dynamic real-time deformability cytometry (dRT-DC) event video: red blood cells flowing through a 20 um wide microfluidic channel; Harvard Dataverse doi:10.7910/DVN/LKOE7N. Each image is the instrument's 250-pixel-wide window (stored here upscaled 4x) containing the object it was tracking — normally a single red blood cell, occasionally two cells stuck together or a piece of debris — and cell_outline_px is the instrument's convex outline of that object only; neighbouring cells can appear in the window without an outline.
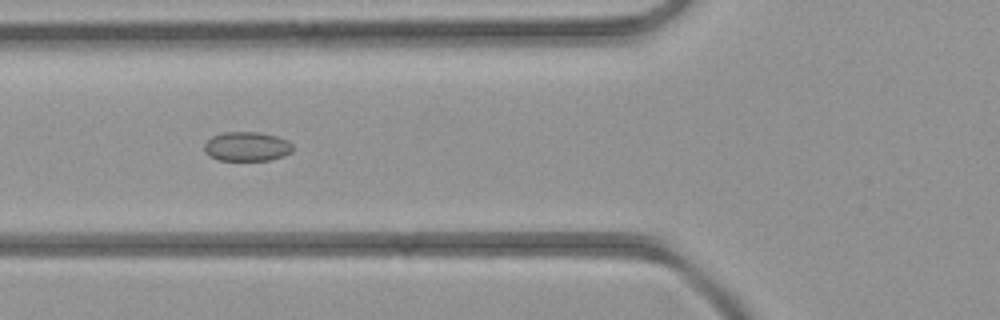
{"species": "common noctule bat (a hibernating species)", "species_latin": "Nyctalus noctula", "temperature_condition": "room temperature", "stored_images_in_passage": 6, "camera_frame_rate_fps": 3000, "um_per_image_px": 0.085, "animal": {"sex": "female", "body_mass_g": 21.9}, "frame": {"image": 1, "passage_image": 5, "time_ms": 4.667, "image_size_px": [1000, 320], "cell_outline_px": [[292, 152], [284, 156], [268, 160], [220, 160], [208, 156], [204, 152], [204, 144], [212, 136], [224, 132], [260, 132], [276, 136], [288, 140], [292, 144]], "centroid_in_image_um": [20.98, 12.45], "position_along_channel_um": 104.8, "area_um2": 15.2}}
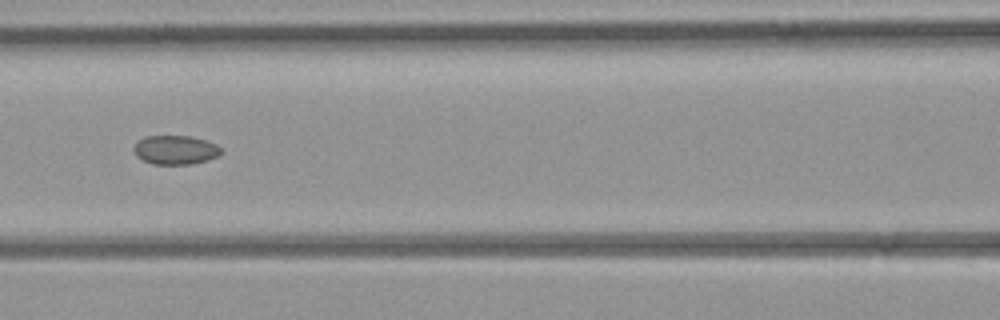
{"frame": {"image": 2, "passage_image": 6, "time_ms": 5.667, "image_size_px": [1000, 320], "cell_outline_px": [[224, 152], [208, 160], [192, 164], [152, 164], [136, 156], [132, 148], [144, 136], [192, 136], [216, 144]], "centroid_in_image_um": [14.91, 12.74], "position_along_channel_um": 151.7, "area_um2": 14.74}}